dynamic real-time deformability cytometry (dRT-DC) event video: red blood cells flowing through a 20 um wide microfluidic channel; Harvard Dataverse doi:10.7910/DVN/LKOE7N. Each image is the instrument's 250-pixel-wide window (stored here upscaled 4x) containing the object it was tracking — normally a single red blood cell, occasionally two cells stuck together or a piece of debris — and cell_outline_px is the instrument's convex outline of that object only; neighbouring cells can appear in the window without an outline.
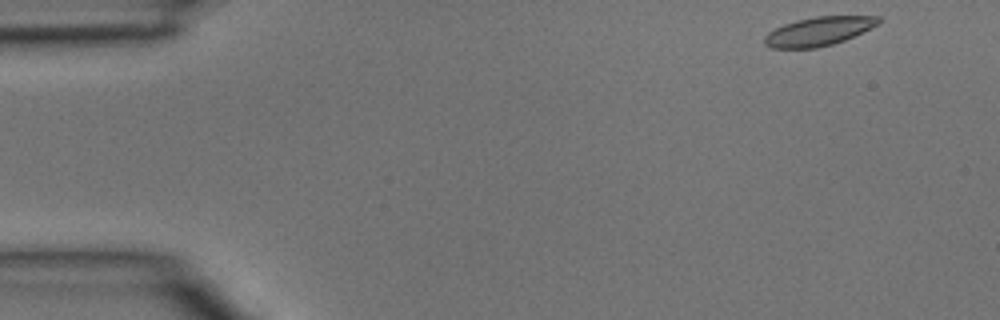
{"species": "common noctule bat (a hibernating species)", "species_latin": "Nyctalus noctula", "temperature_condition": "room temperature", "stored_images_in_passage": 5, "camera_frame_rate_fps": 3000, "um_per_image_px": 0.085, "animal": {"sex": "male", "body_mass_g": 15.6}, "frame": {"image": 1, "passage_image": 1, "time_ms": 0.0, "image_size_px": [1000, 320], "cell_outline_px": [[880, 24], [844, 40], [832, 44], [816, 48], [772, 48], [764, 44], [764, 36], [768, 32], [784, 24], [796, 20], [816, 16], [880, 16]], "centroid_in_image_um": [69.58, 2.66], "position_along_channel_um": 15.4, "area_um2": 19.07}}